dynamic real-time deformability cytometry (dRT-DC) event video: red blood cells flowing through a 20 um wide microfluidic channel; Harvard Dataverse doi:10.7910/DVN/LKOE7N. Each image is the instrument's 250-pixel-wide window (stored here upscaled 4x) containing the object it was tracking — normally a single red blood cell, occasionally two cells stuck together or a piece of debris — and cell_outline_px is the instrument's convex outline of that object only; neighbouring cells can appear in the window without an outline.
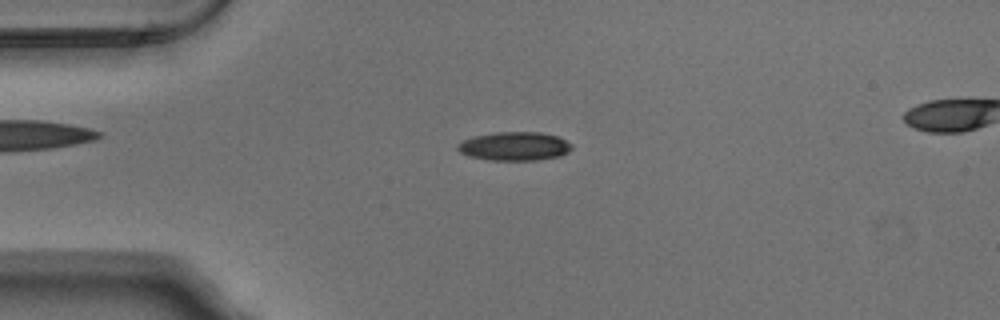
{"species": "Egyptian fruit bat (a non-hibernating species)", "species_latin": "Rousettus aegyptiacus", "temperature_condition": "warm", "stored_images_in_passage": 27, "camera_frame_rate_fps": 3000, "um_per_image_px": 0.085, "animal": {"sex": "male"}, "frame": {"image": 1, "passage_image": 5, "time_ms": 1.333, "image_size_px": [1000, 320], "cell_outline_px": [[572, 148], [568, 152], [560, 156], [536, 160], [488, 160], [468, 156], [460, 152], [456, 148], [456, 144], [464, 140], [476, 136], [496, 132], [540, 132], [560, 136], [572, 144]], "centroid_in_image_um": [43.75, 12.43], "position_along_channel_um": 41.2, "area_um2": 19.19}}
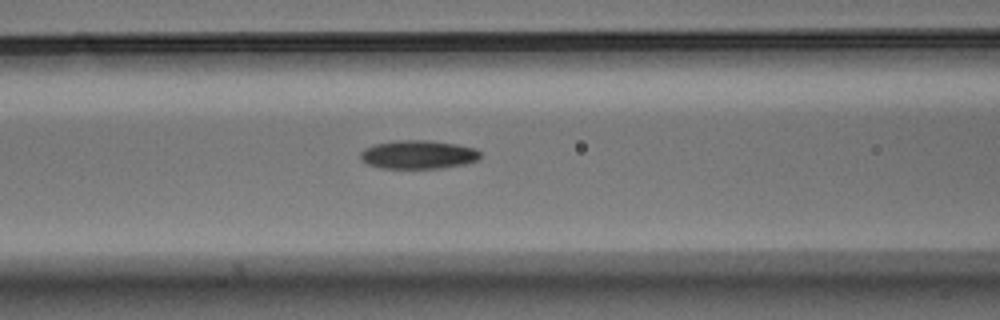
{"frame": {"image": 2, "passage_image": 14, "time_ms": 4.333, "image_size_px": [1000, 320], "cell_outline_px": [[480, 156], [476, 160], [464, 164], [440, 168], [380, 168], [368, 164], [360, 160], [360, 152], [364, 148], [372, 144], [396, 140], [428, 140], [456, 144], [476, 148], [480, 152]], "centroid_in_image_um": [35.5, 13.13], "position_along_channel_um": 131.1, "area_um2": 20.06}}
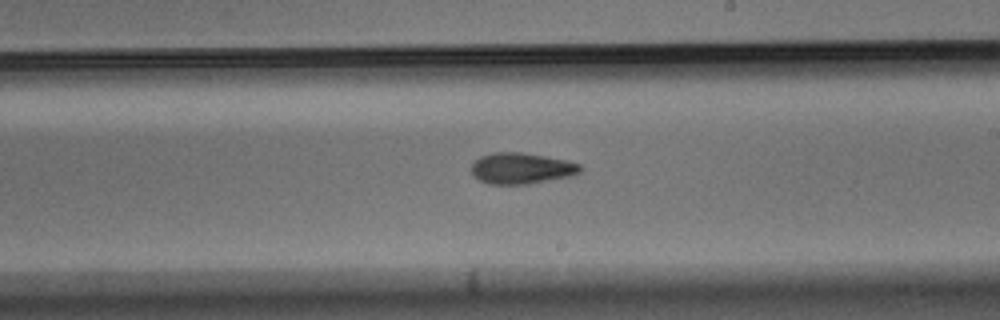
{"frame": {"image": 3, "passage_image": 23, "time_ms": 7.333, "image_size_px": [1000, 320], "cell_outline_px": [[584, 168], [580, 172], [572, 176], [528, 184], [488, 184], [480, 180], [472, 172], [472, 164], [480, 156], [492, 152], [520, 152], [568, 160], [580, 164]], "centroid_in_image_um": [44.36, 14.3], "position_along_channel_um": 244.6, "area_um2": 19.77}}